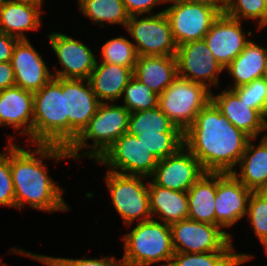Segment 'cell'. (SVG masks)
I'll return each instance as SVG.
<instances>
[{
  "label": "cell",
  "instance_id": "obj_27",
  "mask_svg": "<svg viewBox=\"0 0 267 266\" xmlns=\"http://www.w3.org/2000/svg\"><path fill=\"white\" fill-rule=\"evenodd\" d=\"M217 173L204 172L188 189V219L215 225Z\"/></svg>",
  "mask_w": 267,
  "mask_h": 266
},
{
  "label": "cell",
  "instance_id": "obj_22",
  "mask_svg": "<svg viewBox=\"0 0 267 266\" xmlns=\"http://www.w3.org/2000/svg\"><path fill=\"white\" fill-rule=\"evenodd\" d=\"M133 76V70L117 64L96 61L89 77L93 92L100 103L116 102Z\"/></svg>",
  "mask_w": 267,
  "mask_h": 266
},
{
  "label": "cell",
  "instance_id": "obj_12",
  "mask_svg": "<svg viewBox=\"0 0 267 266\" xmlns=\"http://www.w3.org/2000/svg\"><path fill=\"white\" fill-rule=\"evenodd\" d=\"M175 56L179 77L204 84L209 90L219 86L218 75L224 68L204 39L179 45Z\"/></svg>",
  "mask_w": 267,
  "mask_h": 266
},
{
  "label": "cell",
  "instance_id": "obj_33",
  "mask_svg": "<svg viewBox=\"0 0 267 266\" xmlns=\"http://www.w3.org/2000/svg\"><path fill=\"white\" fill-rule=\"evenodd\" d=\"M122 96L124 99L123 106L126 107L130 113L153 109L158 106L159 102V95L154 93L134 75L124 88Z\"/></svg>",
  "mask_w": 267,
  "mask_h": 266
},
{
  "label": "cell",
  "instance_id": "obj_45",
  "mask_svg": "<svg viewBox=\"0 0 267 266\" xmlns=\"http://www.w3.org/2000/svg\"><path fill=\"white\" fill-rule=\"evenodd\" d=\"M6 1H9V0H0V4H3Z\"/></svg>",
  "mask_w": 267,
  "mask_h": 266
},
{
  "label": "cell",
  "instance_id": "obj_30",
  "mask_svg": "<svg viewBox=\"0 0 267 266\" xmlns=\"http://www.w3.org/2000/svg\"><path fill=\"white\" fill-rule=\"evenodd\" d=\"M176 125L162 112L159 106L153 109L132 112L129 115L128 133L138 136L140 133L170 132Z\"/></svg>",
  "mask_w": 267,
  "mask_h": 266
},
{
  "label": "cell",
  "instance_id": "obj_42",
  "mask_svg": "<svg viewBox=\"0 0 267 266\" xmlns=\"http://www.w3.org/2000/svg\"><path fill=\"white\" fill-rule=\"evenodd\" d=\"M191 1L210 4L219 9L222 13L224 12L227 4V0H191Z\"/></svg>",
  "mask_w": 267,
  "mask_h": 266
},
{
  "label": "cell",
  "instance_id": "obj_20",
  "mask_svg": "<svg viewBox=\"0 0 267 266\" xmlns=\"http://www.w3.org/2000/svg\"><path fill=\"white\" fill-rule=\"evenodd\" d=\"M0 125L21 129L19 134L28 135L33 143V92L16 85L1 90Z\"/></svg>",
  "mask_w": 267,
  "mask_h": 266
},
{
  "label": "cell",
  "instance_id": "obj_19",
  "mask_svg": "<svg viewBox=\"0 0 267 266\" xmlns=\"http://www.w3.org/2000/svg\"><path fill=\"white\" fill-rule=\"evenodd\" d=\"M211 102L237 129L250 138L257 139L267 129V118L257 109L249 107L232 90L224 89L220 94L211 92Z\"/></svg>",
  "mask_w": 267,
  "mask_h": 266
},
{
  "label": "cell",
  "instance_id": "obj_3",
  "mask_svg": "<svg viewBox=\"0 0 267 266\" xmlns=\"http://www.w3.org/2000/svg\"><path fill=\"white\" fill-rule=\"evenodd\" d=\"M33 144L68 148V115L63 78H52L33 93Z\"/></svg>",
  "mask_w": 267,
  "mask_h": 266
},
{
  "label": "cell",
  "instance_id": "obj_29",
  "mask_svg": "<svg viewBox=\"0 0 267 266\" xmlns=\"http://www.w3.org/2000/svg\"><path fill=\"white\" fill-rule=\"evenodd\" d=\"M252 258L236 252L174 253L169 266H238Z\"/></svg>",
  "mask_w": 267,
  "mask_h": 266
},
{
  "label": "cell",
  "instance_id": "obj_39",
  "mask_svg": "<svg viewBox=\"0 0 267 266\" xmlns=\"http://www.w3.org/2000/svg\"><path fill=\"white\" fill-rule=\"evenodd\" d=\"M129 16L153 14L154 6L167 2V0H122Z\"/></svg>",
  "mask_w": 267,
  "mask_h": 266
},
{
  "label": "cell",
  "instance_id": "obj_2",
  "mask_svg": "<svg viewBox=\"0 0 267 266\" xmlns=\"http://www.w3.org/2000/svg\"><path fill=\"white\" fill-rule=\"evenodd\" d=\"M250 139L211 101L184 132V146L198 159L205 172L213 173L234 172Z\"/></svg>",
  "mask_w": 267,
  "mask_h": 266
},
{
  "label": "cell",
  "instance_id": "obj_11",
  "mask_svg": "<svg viewBox=\"0 0 267 266\" xmlns=\"http://www.w3.org/2000/svg\"><path fill=\"white\" fill-rule=\"evenodd\" d=\"M108 171L149 178L159 160L143 145L141 139L128 132L121 135L96 161Z\"/></svg>",
  "mask_w": 267,
  "mask_h": 266
},
{
  "label": "cell",
  "instance_id": "obj_5",
  "mask_svg": "<svg viewBox=\"0 0 267 266\" xmlns=\"http://www.w3.org/2000/svg\"><path fill=\"white\" fill-rule=\"evenodd\" d=\"M122 239L125 266H150L161 261L165 263L160 266H169L175 253L170 225L156 219L138 222Z\"/></svg>",
  "mask_w": 267,
  "mask_h": 266
},
{
  "label": "cell",
  "instance_id": "obj_28",
  "mask_svg": "<svg viewBox=\"0 0 267 266\" xmlns=\"http://www.w3.org/2000/svg\"><path fill=\"white\" fill-rule=\"evenodd\" d=\"M79 10L93 23L105 27V24L126 26L129 15L122 0H86Z\"/></svg>",
  "mask_w": 267,
  "mask_h": 266
},
{
  "label": "cell",
  "instance_id": "obj_43",
  "mask_svg": "<svg viewBox=\"0 0 267 266\" xmlns=\"http://www.w3.org/2000/svg\"><path fill=\"white\" fill-rule=\"evenodd\" d=\"M23 1H26V2H32V3H35V4H38L42 7V3H44L43 1L44 0H23Z\"/></svg>",
  "mask_w": 267,
  "mask_h": 266
},
{
  "label": "cell",
  "instance_id": "obj_25",
  "mask_svg": "<svg viewBox=\"0 0 267 266\" xmlns=\"http://www.w3.org/2000/svg\"><path fill=\"white\" fill-rule=\"evenodd\" d=\"M224 70L234 81L233 86L228 87L230 90L267 76V48L249 40L244 50Z\"/></svg>",
  "mask_w": 267,
  "mask_h": 266
},
{
  "label": "cell",
  "instance_id": "obj_44",
  "mask_svg": "<svg viewBox=\"0 0 267 266\" xmlns=\"http://www.w3.org/2000/svg\"><path fill=\"white\" fill-rule=\"evenodd\" d=\"M84 1H86V0H78V4H79V6L84 2Z\"/></svg>",
  "mask_w": 267,
  "mask_h": 266
},
{
  "label": "cell",
  "instance_id": "obj_35",
  "mask_svg": "<svg viewBox=\"0 0 267 266\" xmlns=\"http://www.w3.org/2000/svg\"><path fill=\"white\" fill-rule=\"evenodd\" d=\"M265 251L267 250V190L252 191L246 213Z\"/></svg>",
  "mask_w": 267,
  "mask_h": 266
},
{
  "label": "cell",
  "instance_id": "obj_38",
  "mask_svg": "<svg viewBox=\"0 0 267 266\" xmlns=\"http://www.w3.org/2000/svg\"><path fill=\"white\" fill-rule=\"evenodd\" d=\"M15 208V191L10 170V142L0 154V206Z\"/></svg>",
  "mask_w": 267,
  "mask_h": 266
},
{
  "label": "cell",
  "instance_id": "obj_31",
  "mask_svg": "<svg viewBox=\"0 0 267 266\" xmlns=\"http://www.w3.org/2000/svg\"><path fill=\"white\" fill-rule=\"evenodd\" d=\"M137 137L158 160L174 154L184 145V132L178 126L170 132L140 133Z\"/></svg>",
  "mask_w": 267,
  "mask_h": 266
},
{
  "label": "cell",
  "instance_id": "obj_1",
  "mask_svg": "<svg viewBox=\"0 0 267 266\" xmlns=\"http://www.w3.org/2000/svg\"><path fill=\"white\" fill-rule=\"evenodd\" d=\"M10 142V170L15 191V208L22 209L27 203L29 207L45 212L70 209L62 198L63 188L52 180L48 174L45 158L60 161L70 155L66 147L50 144H35L36 149L25 150Z\"/></svg>",
  "mask_w": 267,
  "mask_h": 266
},
{
  "label": "cell",
  "instance_id": "obj_4",
  "mask_svg": "<svg viewBox=\"0 0 267 266\" xmlns=\"http://www.w3.org/2000/svg\"><path fill=\"white\" fill-rule=\"evenodd\" d=\"M129 115L123 105L100 103L88 125L67 148L70 158L79 160L86 156L97 161L121 135L128 132ZM90 139L92 145L88 143Z\"/></svg>",
  "mask_w": 267,
  "mask_h": 266
},
{
  "label": "cell",
  "instance_id": "obj_8",
  "mask_svg": "<svg viewBox=\"0 0 267 266\" xmlns=\"http://www.w3.org/2000/svg\"><path fill=\"white\" fill-rule=\"evenodd\" d=\"M171 6L163 9L170 22L177 46L203 40L211 25L222 13L216 7L191 0H167Z\"/></svg>",
  "mask_w": 267,
  "mask_h": 266
},
{
  "label": "cell",
  "instance_id": "obj_14",
  "mask_svg": "<svg viewBox=\"0 0 267 266\" xmlns=\"http://www.w3.org/2000/svg\"><path fill=\"white\" fill-rule=\"evenodd\" d=\"M63 94L68 115L69 147L95 115L100 101L88 79L63 78Z\"/></svg>",
  "mask_w": 267,
  "mask_h": 266
},
{
  "label": "cell",
  "instance_id": "obj_37",
  "mask_svg": "<svg viewBox=\"0 0 267 266\" xmlns=\"http://www.w3.org/2000/svg\"><path fill=\"white\" fill-rule=\"evenodd\" d=\"M232 91L249 104V107L259 110L267 118V77L255 79L251 83L232 89Z\"/></svg>",
  "mask_w": 267,
  "mask_h": 266
},
{
  "label": "cell",
  "instance_id": "obj_41",
  "mask_svg": "<svg viewBox=\"0 0 267 266\" xmlns=\"http://www.w3.org/2000/svg\"><path fill=\"white\" fill-rule=\"evenodd\" d=\"M15 85V74L11 62H0V91Z\"/></svg>",
  "mask_w": 267,
  "mask_h": 266
},
{
  "label": "cell",
  "instance_id": "obj_7",
  "mask_svg": "<svg viewBox=\"0 0 267 266\" xmlns=\"http://www.w3.org/2000/svg\"><path fill=\"white\" fill-rule=\"evenodd\" d=\"M143 176L125 175L107 171L105 181L116 212L124 224L132 225L152 219L148 184Z\"/></svg>",
  "mask_w": 267,
  "mask_h": 266
},
{
  "label": "cell",
  "instance_id": "obj_17",
  "mask_svg": "<svg viewBox=\"0 0 267 266\" xmlns=\"http://www.w3.org/2000/svg\"><path fill=\"white\" fill-rule=\"evenodd\" d=\"M242 21L221 13L204 36L214 58L225 68L250 40L241 27Z\"/></svg>",
  "mask_w": 267,
  "mask_h": 266
},
{
  "label": "cell",
  "instance_id": "obj_13",
  "mask_svg": "<svg viewBox=\"0 0 267 266\" xmlns=\"http://www.w3.org/2000/svg\"><path fill=\"white\" fill-rule=\"evenodd\" d=\"M48 42L63 67L53 78L89 79L97 58L90 47L60 32L49 33Z\"/></svg>",
  "mask_w": 267,
  "mask_h": 266
},
{
  "label": "cell",
  "instance_id": "obj_24",
  "mask_svg": "<svg viewBox=\"0 0 267 266\" xmlns=\"http://www.w3.org/2000/svg\"><path fill=\"white\" fill-rule=\"evenodd\" d=\"M250 139L246 145L239 166L232 174L252 191L267 190V137L262 136L259 144L254 145Z\"/></svg>",
  "mask_w": 267,
  "mask_h": 266
},
{
  "label": "cell",
  "instance_id": "obj_21",
  "mask_svg": "<svg viewBox=\"0 0 267 266\" xmlns=\"http://www.w3.org/2000/svg\"><path fill=\"white\" fill-rule=\"evenodd\" d=\"M41 6L23 0H9L0 4V32L19 40L28 39L24 31L39 29Z\"/></svg>",
  "mask_w": 267,
  "mask_h": 266
},
{
  "label": "cell",
  "instance_id": "obj_6",
  "mask_svg": "<svg viewBox=\"0 0 267 266\" xmlns=\"http://www.w3.org/2000/svg\"><path fill=\"white\" fill-rule=\"evenodd\" d=\"M211 91L204 84L179 76L159 95L158 106L183 132L196 115L211 101Z\"/></svg>",
  "mask_w": 267,
  "mask_h": 266
},
{
  "label": "cell",
  "instance_id": "obj_15",
  "mask_svg": "<svg viewBox=\"0 0 267 266\" xmlns=\"http://www.w3.org/2000/svg\"><path fill=\"white\" fill-rule=\"evenodd\" d=\"M204 172L198 159L183 145L174 154L159 160L150 178L158 186L187 192Z\"/></svg>",
  "mask_w": 267,
  "mask_h": 266
},
{
  "label": "cell",
  "instance_id": "obj_32",
  "mask_svg": "<svg viewBox=\"0 0 267 266\" xmlns=\"http://www.w3.org/2000/svg\"><path fill=\"white\" fill-rule=\"evenodd\" d=\"M101 54L100 61L130 67L133 71L138 58L133 41L123 36L112 38L103 44Z\"/></svg>",
  "mask_w": 267,
  "mask_h": 266
},
{
  "label": "cell",
  "instance_id": "obj_10",
  "mask_svg": "<svg viewBox=\"0 0 267 266\" xmlns=\"http://www.w3.org/2000/svg\"><path fill=\"white\" fill-rule=\"evenodd\" d=\"M125 28L135 40L133 44L138 56L176 55L178 46L164 10L144 17L130 16Z\"/></svg>",
  "mask_w": 267,
  "mask_h": 266
},
{
  "label": "cell",
  "instance_id": "obj_40",
  "mask_svg": "<svg viewBox=\"0 0 267 266\" xmlns=\"http://www.w3.org/2000/svg\"><path fill=\"white\" fill-rule=\"evenodd\" d=\"M19 39L0 32V62L11 61L14 47Z\"/></svg>",
  "mask_w": 267,
  "mask_h": 266
},
{
  "label": "cell",
  "instance_id": "obj_23",
  "mask_svg": "<svg viewBox=\"0 0 267 266\" xmlns=\"http://www.w3.org/2000/svg\"><path fill=\"white\" fill-rule=\"evenodd\" d=\"M133 75L160 95L178 76L176 56H138Z\"/></svg>",
  "mask_w": 267,
  "mask_h": 266
},
{
  "label": "cell",
  "instance_id": "obj_36",
  "mask_svg": "<svg viewBox=\"0 0 267 266\" xmlns=\"http://www.w3.org/2000/svg\"><path fill=\"white\" fill-rule=\"evenodd\" d=\"M13 253L24 255L42 262L47 266H125L122 259L117 260L110 255L104 258H82V259H70L62 257H52L40 254H33L32 252L25 251L24 249L12 248Z\"/></svg>",
  "mask_w": 267,
  "mask_h": 266
},
{
  "label": "cell",
  "instance_id": "obj_26",
  "mask_svg": "<svg viewBox=\"0 0 267 266\" xmlns=\"http://www.w3.org/2000/svg\"><path fill=\"white\" fill-rule=\"evenodd\" d=\"M148 191L152 219L160 218L161 222L168 225L188 219L187 192L158 186L152 180L148 182Z\"/></svg>",
  "mask_w": 267,
  "mask_h": 266
},
{
  "label": "cell",
  "instance_id": "obj_34",
  "mask_svg": "<svg viewBox=\"0 0 267 266\" xmlns=\"http://www.w3.org/2000/svg\"><path fill=\"white\" fill-rule=\"evenodd\" d=\"M223 13L240 21L258 19V31L267 26V5L264 0H227Z\"/></svg>",
  "mask_w": 267,
  "mask_h": 266
},
{
  "label": "cell",
  "instance_id": "obj_9",
  "mask_svg": "<svg viewBox=\"0 0 267 266\" xmlns=\"http://www.w3.org/2000/svg\"><path fill=\"white\" fill-rule=\"evenodd\" d=\"M170 227L175 253L235 252L232 234L218 225L185 219Z\"/></svg>",
  "mask_w": 267,
  "mask_h": 266
},
{
  "label": "cell",
  "instance_id": "obj_16",
  "mask_svg": "<svg viewBox=\"0 0 267 266\" xmlns=\"http://www.w3.org/2000/svg\"><path fill=\"white\" fill-rule=\"evenodd\" d=\"M252 190L245 187L232 173H217L215 225L230 228L246 216Z\"/></svg>",
  "mask_w": 267,
  "mask_h": 266
},
{
  "label": "cell",
  "instance_id": "obj_18",
  "mask_svg": "<svg viewBox=\"0 0 267 266\" xmlns=\"http://www.w3.org/2000/svg\"><path fill=\"white\" fill-rule=\"evenodd\" d=\"M16 86L30 92L39 91L52 78L46 62L29 39L18 40L11 57Z\"/></svg>",
  "mask_w": 267,
  "mask_h": 266
}]
</instances>
